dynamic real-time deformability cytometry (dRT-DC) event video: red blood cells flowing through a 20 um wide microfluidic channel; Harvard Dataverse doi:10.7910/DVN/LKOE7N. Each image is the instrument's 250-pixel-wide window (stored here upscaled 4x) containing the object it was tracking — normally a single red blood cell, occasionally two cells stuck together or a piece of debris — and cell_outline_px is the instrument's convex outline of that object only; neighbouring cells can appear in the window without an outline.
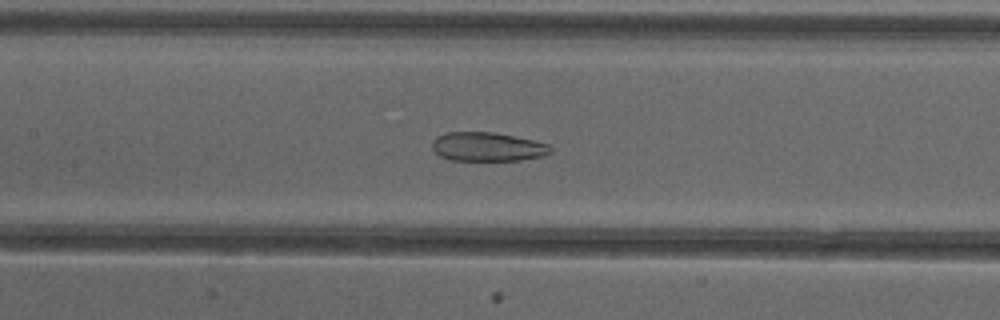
{"species": "common noctule bat (a hibernating species)", "species_latin": "Nyctalus noctula", "temperature_condition": "cold", "stored_images_in_passage": 51, "camera_frame_rate_fps": 3000, "um_per_image_px": 0.085, "animal": {"sex": "female"}, "frame": {"image": 1, "passage_image": 24, "time_ms": 7.667, "image_size_px": [1000, 320], "cell_outline_px": [[552, 152], [540, 156], [520, 160], [448, 160], [440, 156], [432, 148], [432, 140], [436, 136], [444, 132], [492, 132], [536, 140], [548, 144], [552, 148]], "centroid_in_image_um": [41.41, 12.47], "position_along_channel_um": 166.0, "area_um2": 20.06}}
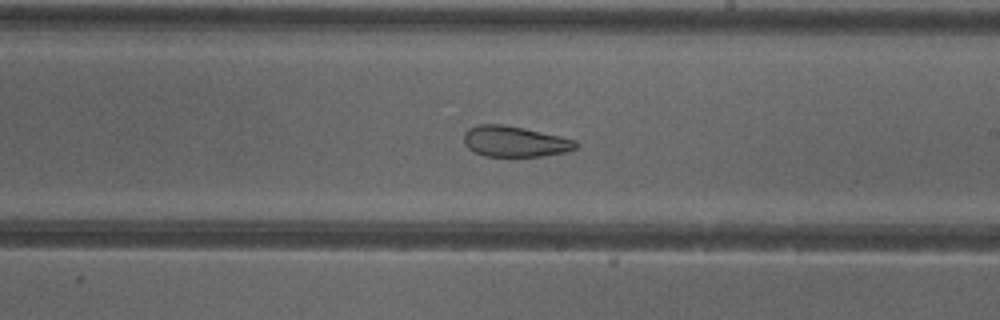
{"frame": {"image": 2, "passage_image": 30, "time_ms": 9.667, "image_size_px": [1000, 320], "cell_outline_px": [[580, 144], [576, 148], [568, 152], [544, 156], [484, 156], [468, 148], [464, 144], [464, 132], [468, 128], [476, 124], [504, 124], [524, 128], [560, 136], [576, 140]], "centroid_in_image_um": [43.77, 12.02], "position_along_channel_um": 245.2, "area_um2": 20.29}}
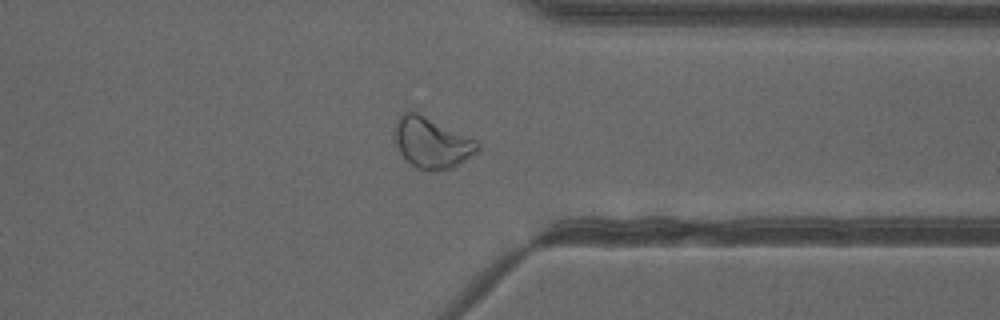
{"frame": {"image": 3, "passage_image": 40, "time_ms": 13.0, "image_size_px": [1000, 320], "cell_outline_px": [[480, 148], [472, 156], [452, 168], [436, 172], [432, 172], [416, 168], [400, 152], [392, 136], [396, 116], [408, 108], [476, 140], [480, 144]], "centroid_in_image_um": [36.64, 12.12], "position_along_channel_um": 374.8, "area_um2": 24.91}, "authors_computed_cell_mechanics": {"area_um2": 26.588, "velocity_mm_per_s": 3.983, "shape_relaxation_time_tau1_ms": null, "shape_relaxation_time_tau2_ms": 3.8015, "deformation_change_tau1": null, "deformation_change_tau2": 0.126}}